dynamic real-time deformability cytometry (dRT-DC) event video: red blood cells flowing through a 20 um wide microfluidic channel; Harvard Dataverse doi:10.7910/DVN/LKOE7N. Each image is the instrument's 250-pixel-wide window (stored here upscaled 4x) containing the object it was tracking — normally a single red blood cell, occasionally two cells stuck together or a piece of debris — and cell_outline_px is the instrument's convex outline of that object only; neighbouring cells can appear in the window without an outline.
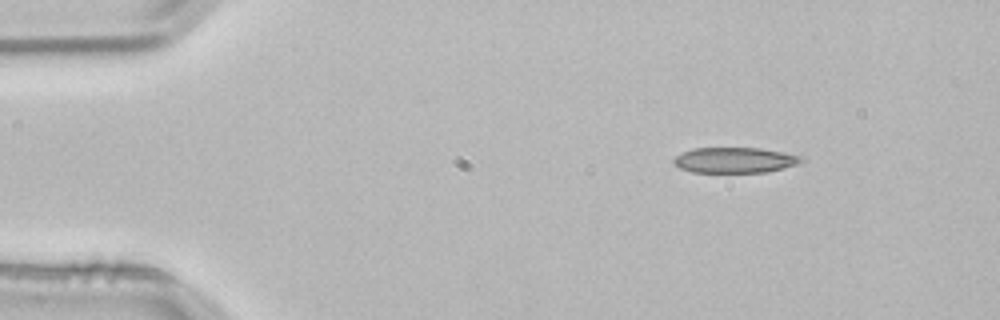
{"species": "common noctule bat (a hibernating species)", "species_latin": "Nyctalus noctula", "temperature_condition": "room temperature", "stored_images_in_passage": 2, "camera_frame_rate_fps": 3000, "um_per_image_px": 0.085, "animal": {"sex": "male", "body_mass_g": 21.5, "forearm_length_mm": 52.0}, "frame": {"image": 1, "passage_image": 1, "time_ms": 0.0, "image_size_px": [1000, 320], "cell_outline_px": [[804, 160], [796, 164], [784, 168], [768, 172], [692, 172], [680, 168], [672, 164], [672, 160], [680, 152], [692, 148], [760, 148], [800, 156]], "centroid_in_image_um": [62.38, 13.61], "position_along_channel_um": 22.6, "area_um2": 18.96}}